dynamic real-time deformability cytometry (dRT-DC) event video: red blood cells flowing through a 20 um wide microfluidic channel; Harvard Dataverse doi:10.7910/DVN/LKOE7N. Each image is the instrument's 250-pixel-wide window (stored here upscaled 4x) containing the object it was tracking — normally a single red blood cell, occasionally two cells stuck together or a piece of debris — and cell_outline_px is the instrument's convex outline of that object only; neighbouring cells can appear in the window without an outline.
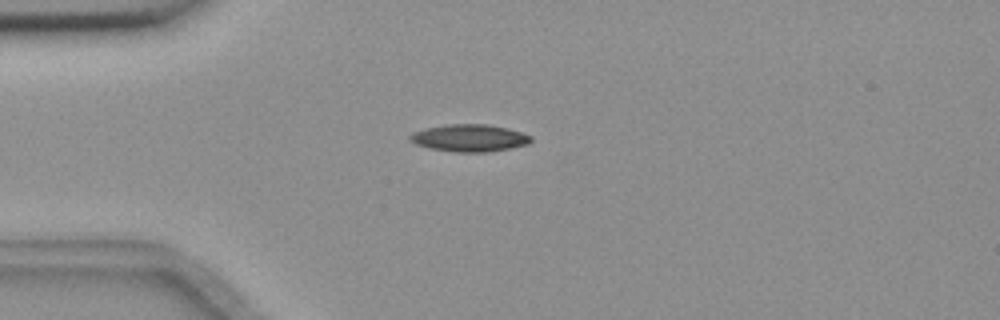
{"species": "common noctule bat (a hibernating species)", "species_latin": "Nyctalus noctula", "temperature_condition": "room temperature", "stored_images_in_passage": 4, "camera_frame_rate_fps": 3000, "um_per_image_px": 0.085, "animal": {"sex": "female", "body_mass_g": 18.4}, "frame": {"image": 1, "passage_image": 2, "time_ms": 0.333, "image_size_px": [1000, 320], "cell_outline_px": [[532, 140], [528, 144], [488, 152], [456, 152], [428, 148], [416, 144], [408, 140], [408, 136], [412, 132], [424, 128], [448, 124], [488, 124], [508, 128], [532, 136]], "centroid_in_image_um": [39.86, 11.72], "position_along_channel_um": 45.1, "area_um2": 19.31}}
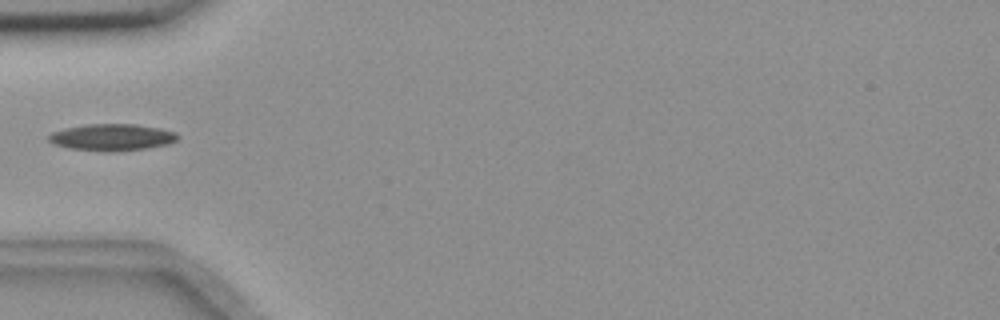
{"frame": {"image": 2, "passage_image": 3, "time_ms": 0.667, "image_size_px": [1000, 320], "cell_outline_px": [[180, 136], [176, 140], [168, 144], [144, 148], [116, 152], [104, 152], [68, 148], [52, 144], [48, 140], [48, 136], [52, 132], [64, 128], [88, 124], [136, 124], [160, 128], [176, 132]], "centroid_in_image_um": [9.5, 11.67], "position_along_channel_um": 75.5, "area_um2": 20.29}}